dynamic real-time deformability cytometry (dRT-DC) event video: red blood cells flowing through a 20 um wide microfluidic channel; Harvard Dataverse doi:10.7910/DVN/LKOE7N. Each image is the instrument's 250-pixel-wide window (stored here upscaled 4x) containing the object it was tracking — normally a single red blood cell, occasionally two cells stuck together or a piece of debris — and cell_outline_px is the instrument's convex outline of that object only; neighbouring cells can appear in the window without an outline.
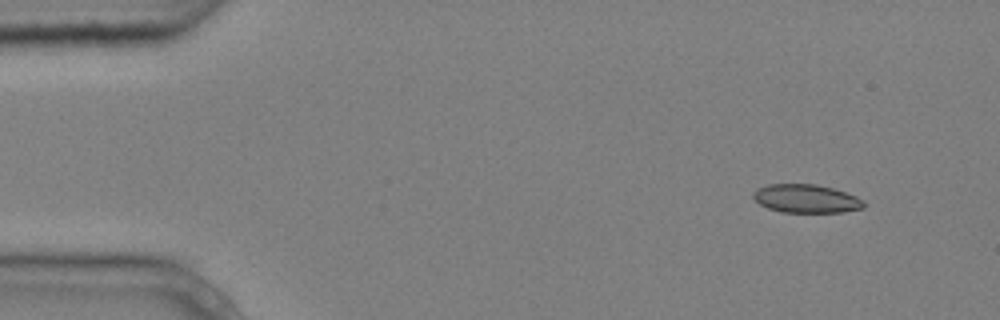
{"species": "common noctule bat (a hibernating species)", "species_latin": "Nyctalus noctula", "temperature_condition": "cold", "stored_images_in_passage": 4, "camera_frame_rate_fps": 3000, "um_per_image_px": 0.085, "animal": {"sex": "male", "body_mass_g": 20.4}, "frame": {"image": 1, "passage_image": 1, "time_ms": 0.0, "image_size_px": [1000, 320], "cell_outline_px": [[864, 208], [840, 212], [780, 212], [768, 208], [760, 204], [752, 196], [752, 192], [756, 188], [768, 184], [816, 184], [832, 188], [856, 196], [864, 200]], "centroid_in_image_um": [68.49, 16.88], "position_along_channel_um": 16.5, "area_um2": 18.32}}
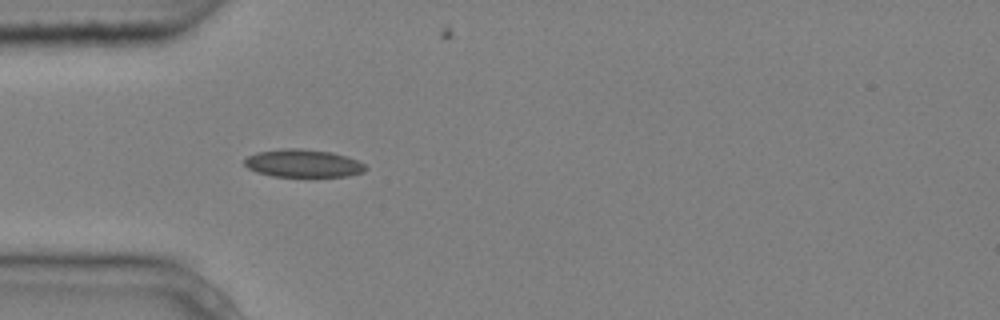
{"frame": {"image": 2, "passage_image": 4, "time_ms": 1.0, "image_size_px": [1000, 320], "cell_outline_px": [[368, 168], [364, 172], [348, 176], [272, 176], [256, 172], [248, 168], [244, 164], [244, 160], [248, 156], [256, 152], [284, 148], [300, 148], [332, 152], [356, 160], [364, 164]], "centroid_in_image_um": [25.75, 13.88], "position_along_channel_um": 59.3, "area_um2": 19.59}}